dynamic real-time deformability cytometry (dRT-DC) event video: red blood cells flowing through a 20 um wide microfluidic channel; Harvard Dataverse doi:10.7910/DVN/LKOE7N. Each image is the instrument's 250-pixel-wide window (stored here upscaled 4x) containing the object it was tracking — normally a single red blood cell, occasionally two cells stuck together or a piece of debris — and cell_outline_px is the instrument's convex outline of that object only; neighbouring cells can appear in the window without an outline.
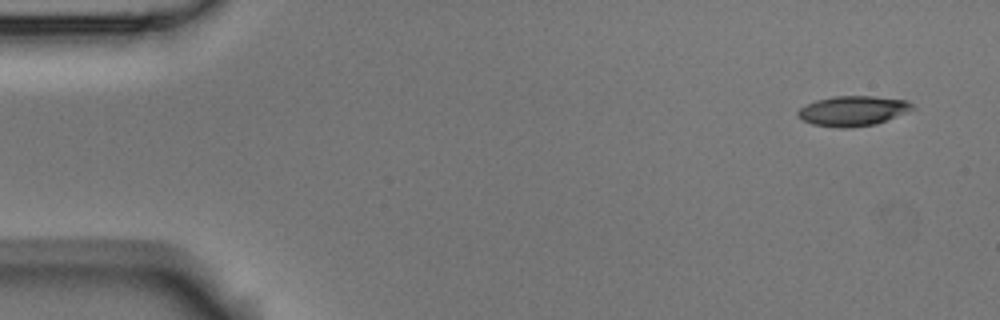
{"species": "Egyptian fruit bat (a non-hibernating species)", "species_latin": "Rousettus aegyptiacus", "temperature_condition": "room temperature", "stored_images_in_passage": 3, "camera_frame_rate_fps": 3000, "um_per_image_px": 0.085, "animal": {"sex": "male"}, "frame": {"image": 1, "passage_image": 1, "time_ms": 0.0, "image_size_px": [1000, 320], "cell_outline_px": [[916, 108], [876, 124], [848, 128], [840, 128], [812, 124], [796, 116], [796, 112], [800, 108], [816, 100], [832, 96], [872, 96], [908, 100]], "centroid_in_image_um": [72.48, 9.42], "position_along_channel_um": 12.5, "area_um2": 20.0}}